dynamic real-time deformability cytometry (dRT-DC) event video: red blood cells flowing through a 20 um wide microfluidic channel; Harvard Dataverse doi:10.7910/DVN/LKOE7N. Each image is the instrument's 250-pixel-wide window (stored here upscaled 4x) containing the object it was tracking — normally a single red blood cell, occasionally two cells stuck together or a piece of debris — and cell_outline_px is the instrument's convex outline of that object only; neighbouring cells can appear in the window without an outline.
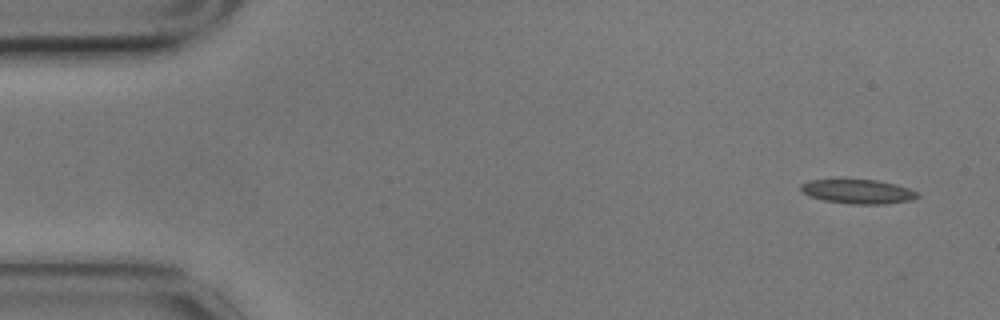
{"species": "common noctule bat (a hibernating species)", "species_latin": "Nyctalus noctula", "temperature_condition": "cold", "stored_images_in_passage": 5, "camera_frame_rate_fps": 3000, "um_per_image_px": 0.085, "animal": {"sex": "male", "body_mass_g": 17.9}, "frame": {"image": 1, "passage_image": 1, "time_ms": 0.0, "image_size_px": [1000, 320], "cell_outline_px": [[920, 196], [912, 200], [888, 204], [852, 204], [824, 200], [808, 196], [800, 192], [800, 184], [808, 180], [840, 176], [876, 180], [896, 184], [920, 192]], "centroid_in_image_um": [72.86, 16.23], "position_along_channel_um": 12.1, "area_um2": 17.63}}
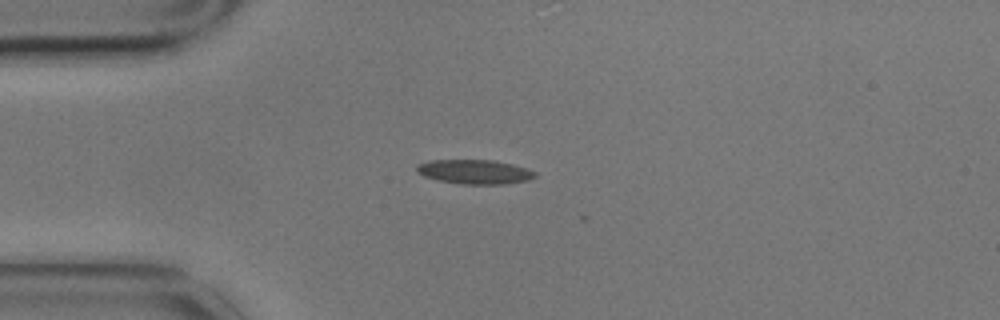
{"frame": {"image": 2, "passage_image": 4, "time_ms": 1.0, "image_size_px": [1000, 320], "cell_outline_px": [[536, 176], [528, 180], [504, 184], [460, 184], [440, 180], [424, 176], [416, 168], [416, 164], [432, 160], [492, 160], [512, 164], [528, 168], [536, 172]], "centroid_in_image_um": [40.38, 14.6], "position_along_channel_um": 44.6, "area_um2": 16.65}}